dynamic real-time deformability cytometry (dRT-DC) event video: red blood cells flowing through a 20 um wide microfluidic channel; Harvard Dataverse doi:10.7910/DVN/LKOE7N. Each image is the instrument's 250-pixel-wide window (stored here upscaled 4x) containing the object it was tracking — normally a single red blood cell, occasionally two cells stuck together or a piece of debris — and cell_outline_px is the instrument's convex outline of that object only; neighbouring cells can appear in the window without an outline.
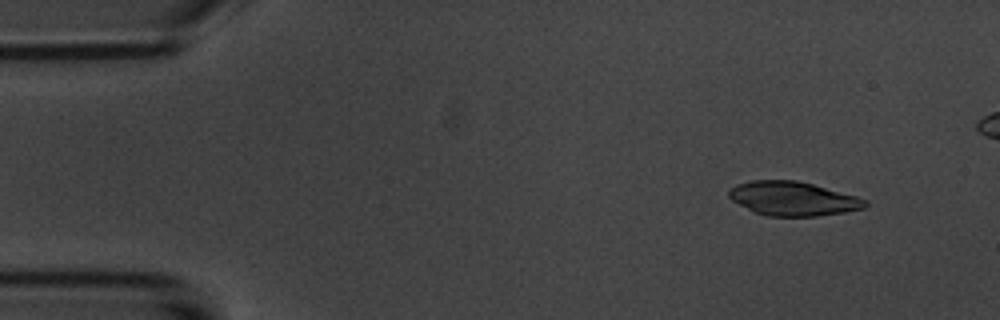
{"species": "common noctule bat (a hibernating species)", "species_latin": "Nyctalus noctula", "temperature_condition": "room temperature", "stored_images_in_passage": 5, "camera_frame_rate_fps": 3000, "um_per_image_px": 0.085, "animal": {"sex": "male", "body_mass_g": 20.1, "forearm_length_mm": 53.5}, "frame": {"image": 1, "passage_image": 2, "time_ms": 1.333, "image_size_px": [1000, 320], "cell_outline_px": [[868, 204], [864, 208], [844, 212], [816, 216], [768, 216], [756, 212], [732, 200], [728, 196], [728, 192], [736, 184], [752, 180], [796, 180], [812, 184], [856, 196], [868, 200]], "centroid_in_image_um": [67.41, 16.88], "position_along_channel_um": 17.6, "area_um2": 26.76}}